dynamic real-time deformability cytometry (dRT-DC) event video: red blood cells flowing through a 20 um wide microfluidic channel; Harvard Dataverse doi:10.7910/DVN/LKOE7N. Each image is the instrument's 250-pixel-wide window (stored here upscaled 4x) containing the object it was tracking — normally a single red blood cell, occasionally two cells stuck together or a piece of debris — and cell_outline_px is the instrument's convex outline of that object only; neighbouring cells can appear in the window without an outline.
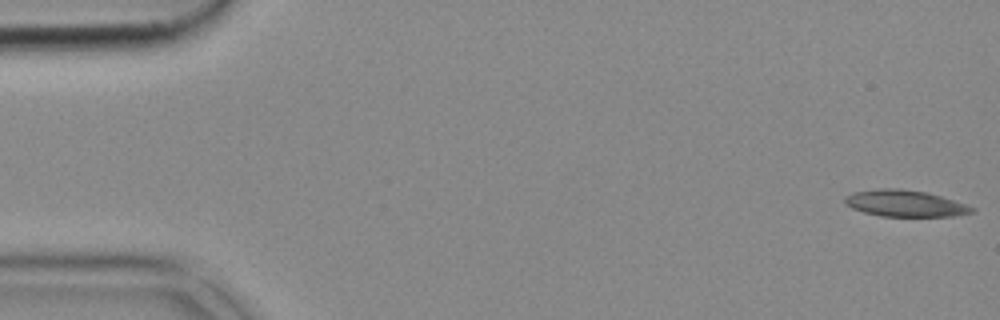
{"species": "common noctule bat (a hibernating species)", "species_latin": "Nyctalus noctula", "temperature_condition": "cold", "stored_images_in_passage": 52, "camera_frame_rate_fps": 3000, "um_per_image_px": 0.085, "animal": {"sex": "female", "body_mass_g": 18.4}, "frame": {"image": 1, "passage_image": 1, "time_ms": 0.0, "image_size_px": [1000, 320], "cell_outline_px": [[976, 212], [952, 216], [880, 216], [864, 212], [852, 208], [844, 204], [844, 196], [852, 192], [880, 188], [900, 188], [924, 192], [940, 196], [976, 208]], "centroid_in_image_um": [76.88, 17.29], "position_along_channel_um": 8.1, "area_um2": 19.59}}
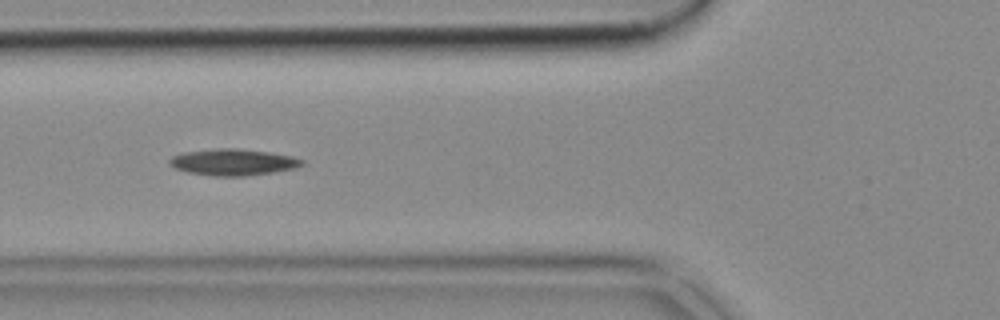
{"frame": {"image": 2, "passage_image": 19, "time_ms": 6.0, "image_size_px": [1000, 320], "cell_outline_px": [[304, 164], [296, 168], [272, 172], [244, 176], [212, 176], [188, 172], [176, 168], [168, 164], [168, 160], [172, 156], [184, 152], [220, 148], [236, 148], [268, 152], [292, 156], [304, 160]], "centroid_in_image_um": [19.81, 13.78], "position_along_channel_um": 106.0, "area_um2": 20.35}}
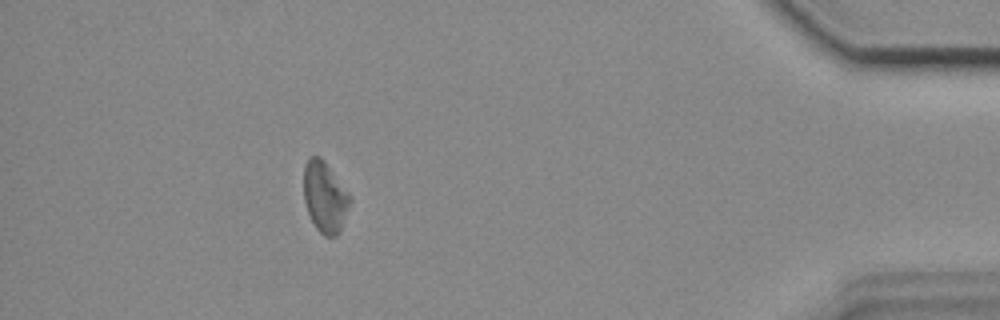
{"frame": {"image": 3, "passage_image": 47, "time_ms": 15.333, "image_size_px": [1000, 320], "cell_outline_px": [[352, 200], [340, 232], [336, 236], [324, 236], [316, 228], [308, 212], [304, 200], [304, 164], [308, 156], [320, 156], [324, 160], [352, 196]], "centroid_in_image_um": [27.63, 16.73], "position_along_channel_um": 407.6, "area_um2": 19.31}}